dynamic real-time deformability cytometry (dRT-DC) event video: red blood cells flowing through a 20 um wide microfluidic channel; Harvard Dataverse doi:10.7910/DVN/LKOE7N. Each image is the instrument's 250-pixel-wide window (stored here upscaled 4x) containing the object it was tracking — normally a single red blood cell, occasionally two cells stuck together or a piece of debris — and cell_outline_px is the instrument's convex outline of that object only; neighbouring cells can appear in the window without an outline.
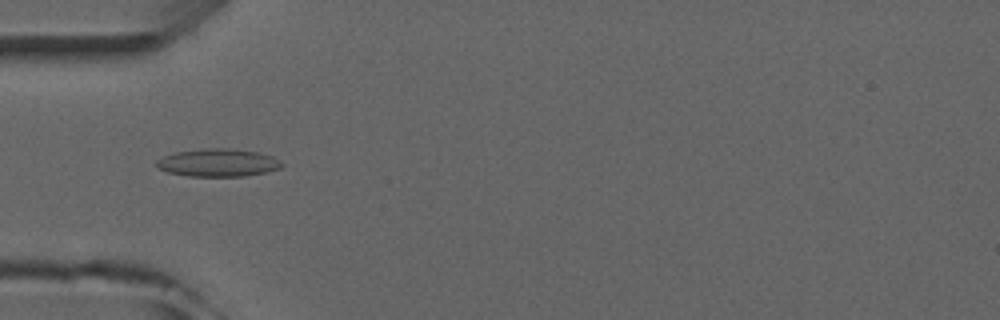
{"species": "common noctule bat (a hibernating species)", "species_latin": "Nyctalus noctula", "temperature_condition": "room temperature", "stored_images_in_passage": 6, "camera_frame_rate_fps": 3000, "um_per_image_px": 0.085, "animal": {"sex": "male", "forearm_length_mm": 52.5}, "frame": {"image": 1, "passage_image": 4, "time_ms": 4.667, "image_size_px": [1000, 320], "cell_outline_px": [[284, 164], [280, 168], [264, 172], [244, 176], [188, 176], [168, 172], [160, 168], [156, 164], [156, 160], [164, 156], [176, 152], [204, 148], [228, 148], [256, 152], [272, 156]], "centroid_in_image_um": [18.52, 13.82], "position_along_channel_um": 66.5, "area_um2": 20.06}}
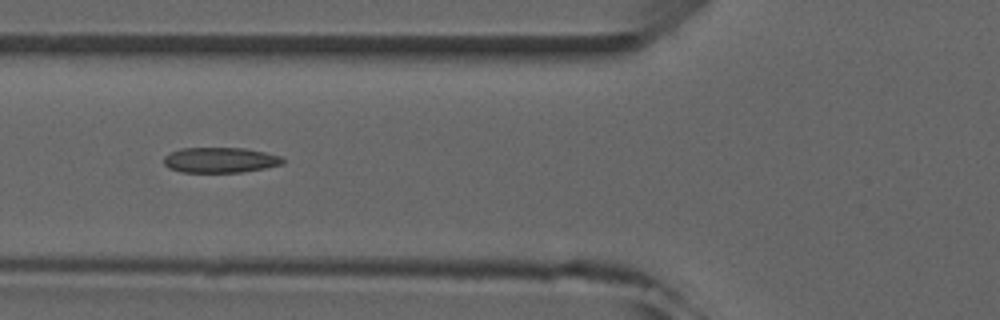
{"frame": {"image": 2, "passage_image": 5, "time_ms": 5.667, "image_size_px": [1000, 320], "cell_outline_px": [[284, 164], [244, 172], [180, 172], [168, 168], [164, 164], [164, 156], [180, 148], [244, 148], [264, 152], [280, 156], [284, 160]], "centroid_in_image_um": [18.7, 13.61], "position_along_channel_um": 107.1, "area_um2": 17.57}}
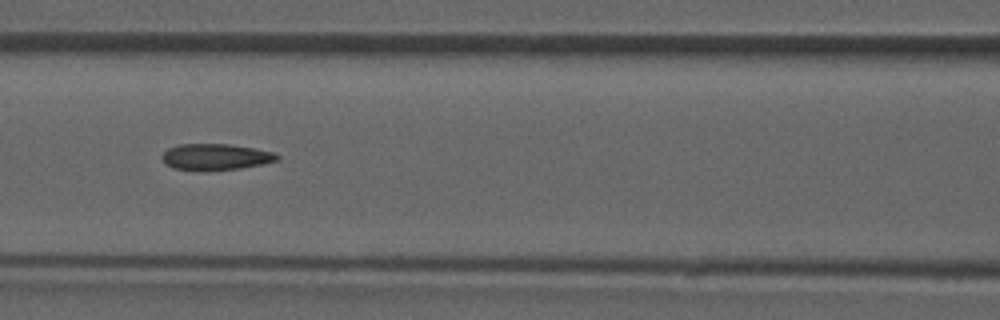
{"frame": {"image": 3, "passage_image": 6, "time_ms": 6.667, "image_size_px": [1000, 320], "cell_outline_px": [[280, 160], [264, 164], [240, 168], [172, 168], [164, 164], [160, 156], [168, 148], [180, 144], [228, 144], [256, 148], [276, 152], [280, 156]], "centroid_in_image_um": [18.39, 13.29], "position_along_channel_um": 148.2, "area_um2": 17.22}}